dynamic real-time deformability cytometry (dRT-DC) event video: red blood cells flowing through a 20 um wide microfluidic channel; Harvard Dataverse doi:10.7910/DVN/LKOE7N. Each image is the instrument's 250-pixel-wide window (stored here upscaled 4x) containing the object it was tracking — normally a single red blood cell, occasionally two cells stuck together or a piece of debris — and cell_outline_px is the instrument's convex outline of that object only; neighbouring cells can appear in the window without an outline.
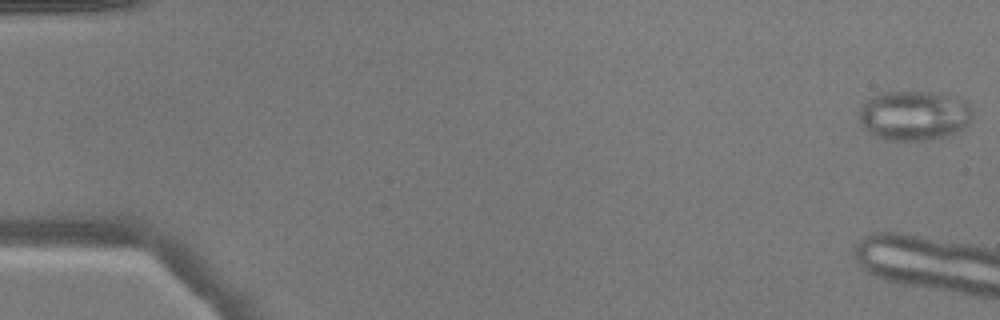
{"species": "common noctule bat (a hibernating species)", "species_latin": "Nyctalus noctula", "temperature_condition": "warm", "stored_images_in_passage": 13, "camera_frame_rate_fps": 3000, "um_per_image_px": 0.085, "animal": {"sex": "male", "body_mass_g": 17.9}, "frame": {"image": 1, "passage_image": 1, "time_ms": 0.0, "image_size_px": [1000, 320], "cell_outline_px": [[972, 120], [968, 128], [948, 136], [924, 140], [888, 140], [868, 132], [860, 124], [860, 108], [872, 96], [884, 92], [928, 92], [956, 96], [964, 100], [972, 108]], "centroid_in_image_um": [77.77, 9.82], "position_along_channel_um": 7.2, "area_um2": 33.12}}